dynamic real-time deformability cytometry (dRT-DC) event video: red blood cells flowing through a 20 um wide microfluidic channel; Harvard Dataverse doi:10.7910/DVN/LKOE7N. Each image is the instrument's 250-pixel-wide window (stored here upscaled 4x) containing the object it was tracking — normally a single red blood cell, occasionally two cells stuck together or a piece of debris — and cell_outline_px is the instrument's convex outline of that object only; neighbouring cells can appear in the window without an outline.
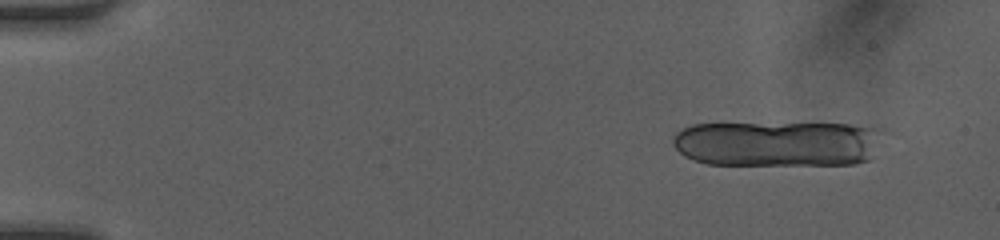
{"species": "human", "species_latin": "Homo sapiens", "temperature_condition": "room temperature", "stored_images_in_passage": 11, "camera_frame_rate_fps": 3000, "um_per_image_px": 0.085, "donor": {"sex": "female"}, "frame": {"image": 1, "passage_image": 1, "time_ms": 0.0, "image_size_px": [1000, 240], "cell_outline_px": [[852, 132], [684, 152], [676, 144], [676, 140], [688, 128], [704, 124], [836, 124], [852, 128]], "centroid_in_image_um": [63.78, 11.43], "position_along_channel_um": 21.2, "area_um2": 21.91}}